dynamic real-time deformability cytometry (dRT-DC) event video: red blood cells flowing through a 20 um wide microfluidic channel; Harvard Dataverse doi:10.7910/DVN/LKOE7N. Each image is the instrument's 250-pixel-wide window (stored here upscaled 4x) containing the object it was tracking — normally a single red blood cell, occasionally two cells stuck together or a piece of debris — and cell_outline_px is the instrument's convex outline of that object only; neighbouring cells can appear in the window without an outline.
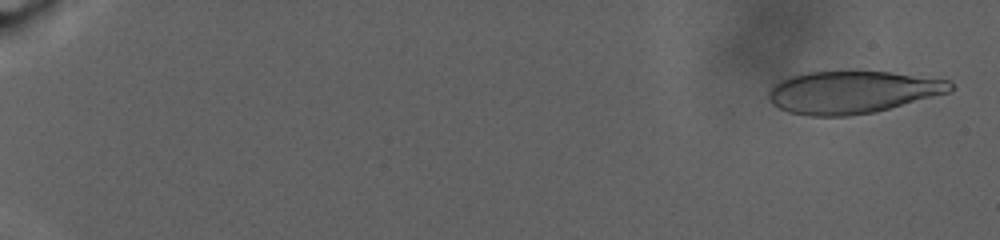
{"species": "human", "species_latin": "Homo sapiens", "temperature_condition": "warm", "stored_images_in_passage": 86, "camera_frame_rate_fps": 3000, "um_per_image_px": 0.085, "donor": {"sex": "male"}, "frame": {"image": 1, "passage_image": 3, "time_ms": 0.667, "image_size_px": [1000, 240], "cell_outline_px": [[952, 88], [948, 92], [876, 112], [848, 116], [808, 116], [788, 112], [772, 104], [768, 100], [768, 92], [772, 84], [788, 76], [808, 72], [892, 72], [948, 80], [952, 84]], "centroid_in_image_um": [72.37, 7.84], "position_along_channel_um": 12.6, "area_um2": 44.85}}
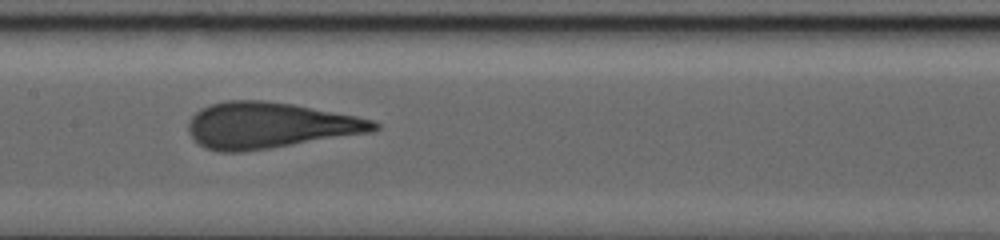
{"frame": {"image": 2, "passage_image": 48, "time_ms": 15.667, "image_size_px": [1000, 240], "cell_outline_px": [[380, 128], [372, 132], [244, 152], [220, 152], [204, 148], [192, 140], [188, 132], [188, 120], [200, 108], [208, 104], [224, 100], [264, 100], [292, 104], [356, 116], [372, 120], [380, 124]], "centroid_in_image_um": [22.85, 10.66], "position_along_channel_um": 184.5, "area_um2": 50.05}}
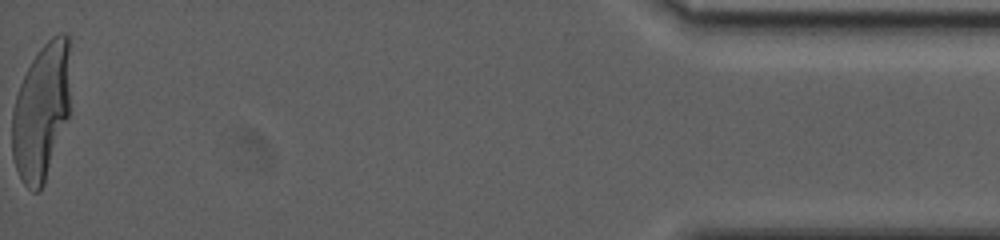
{"frame": {"image": 3, "passage_image": 86, "time_ms": 28.333, "image_size_px": [1000, 240], "cell_outline_px": [[68, 116], [44, 184], [36, 192], [32, 192], [20, 180], [12, 156], [12, 112], [16, 96], [20, 84], [32, 60], [40, 48], [52, 36], [60, 32], [64, 32], [68, 36]], "centroid_in_image_um": [3.48, 9.52], "position_along_channel_um": 431.7, "area_um2": 45.78}}